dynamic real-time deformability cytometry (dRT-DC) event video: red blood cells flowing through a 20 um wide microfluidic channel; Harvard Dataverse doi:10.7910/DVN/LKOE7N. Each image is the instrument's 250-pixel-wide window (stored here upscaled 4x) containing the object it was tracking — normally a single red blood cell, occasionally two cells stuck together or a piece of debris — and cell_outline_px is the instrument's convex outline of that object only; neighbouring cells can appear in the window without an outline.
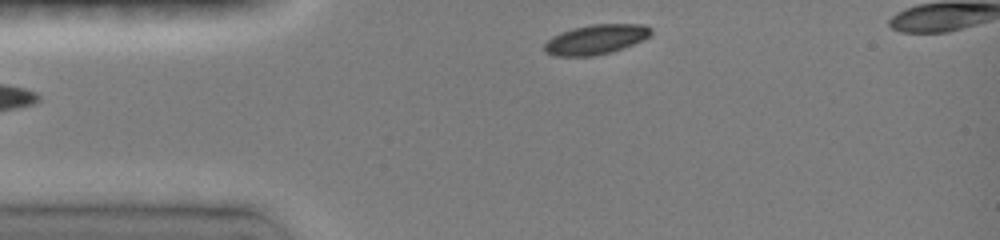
{"species": "common noctule bat (a hibernating species)", "species_latin": "Nyctalus noctula", "temperature_condition": "room temperature", "stored_images_in_passage": 7, "segment_of_instrument_passage": [2, 2], "camera_frame_rate_fps": 3000, "um_per_image_px": 0.085, "animal": {"sex": "female", "body_mass_g": 19.0, "forearm_length_mm": 51.5}, "frame": {"image": 1, "passage_image": 7, "time_ms": 5.0, "image_size_px": [1000, 240], "cell_outline_px": [[652, 32], [648, 36], [632, 44], [612, 52], [592, 56], [552, 56], [544, 52], [544, 44], [552, 36], [560, 32], [572, 28], [592, 24], [644, 24], [652, 28]], "centroid_in_image_um": [50.6, 3.35], "position_along_channel_um": 34.4, "area_um2": 18.5}}